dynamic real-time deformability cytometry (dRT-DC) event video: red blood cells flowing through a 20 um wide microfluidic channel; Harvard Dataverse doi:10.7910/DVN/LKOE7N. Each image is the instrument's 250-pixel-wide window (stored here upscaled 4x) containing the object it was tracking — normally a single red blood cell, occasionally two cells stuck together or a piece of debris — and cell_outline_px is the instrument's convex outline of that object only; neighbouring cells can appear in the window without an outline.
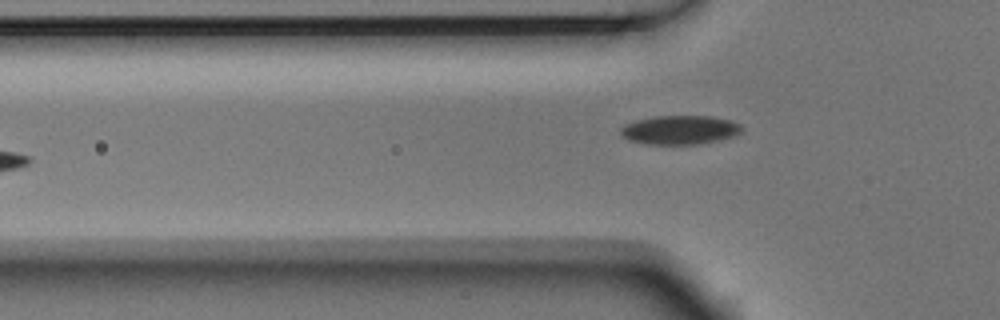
{"species": "Egyptian fruit bat (a non-hibernating species)", "species_latin": "Rousettus aegyptiacus", "temperature_condition": "room temperature", "stored_images_in_passage": 5, "camera_frame_rate_fps": 3000, "um_per_image_px": 0.085, "animal": {"sex": "male"}, "frame": {"image": 1, "passage_image": 5, "time_ms": 1.333, "image_size_px": [1000, 320], "cell_outline_px": [[744, 128], [736, 136], [696, 144], [648, 144], [628, 140], [620, 136], [620, 128], [624, 124], [636, 120], [656, 116], [712, 116], [732, 120], [740, 124]], "centroid_in_image_um": [57.78, 11.03], "position_along_channel_um": 68.0, "area_um2": 20.58}}